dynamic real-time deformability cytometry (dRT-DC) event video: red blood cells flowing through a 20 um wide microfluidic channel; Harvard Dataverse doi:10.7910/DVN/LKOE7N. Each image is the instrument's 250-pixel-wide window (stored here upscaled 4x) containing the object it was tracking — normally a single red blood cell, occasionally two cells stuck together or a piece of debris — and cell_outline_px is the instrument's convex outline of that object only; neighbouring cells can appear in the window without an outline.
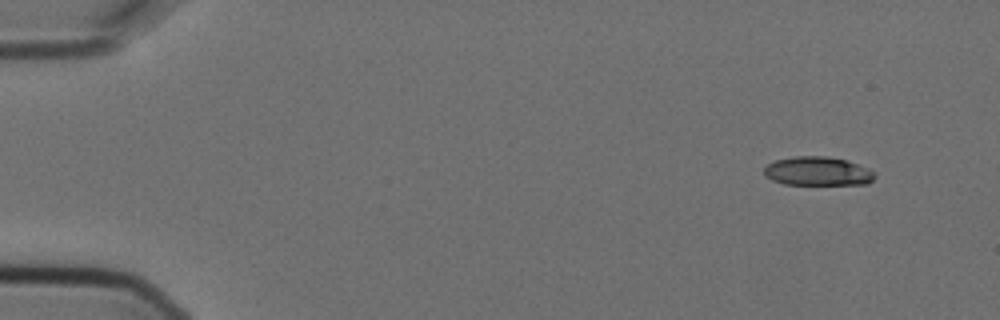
{"species": "Egyptian fruit bat (a non-hibernating species)", "species_latin": "Rousettus aegyptiacus", "temperature_condition": "cold", "stored_images_in_passage": 4, "camera_frame_rate_fps": 3000, "um_per_image_px": 0.085, "animal": {"sex": "female"}, "frame": {"image": 1, "passage_image": 1, "time_ms": 0.0, "image_size_px": [1000, 320], "cell_outline_px": [[876, 176], [868, 184], [784, 184], [772, 180], [764, 176], [764, 168], [768, 164], [776, 160], [796, 156], [824, 156], [844, 160], [868, 168]], "centroid_in_image_um": [69.47, 14.56], "position_along_channel_um": 15.5, "area_um2": 18.38}}
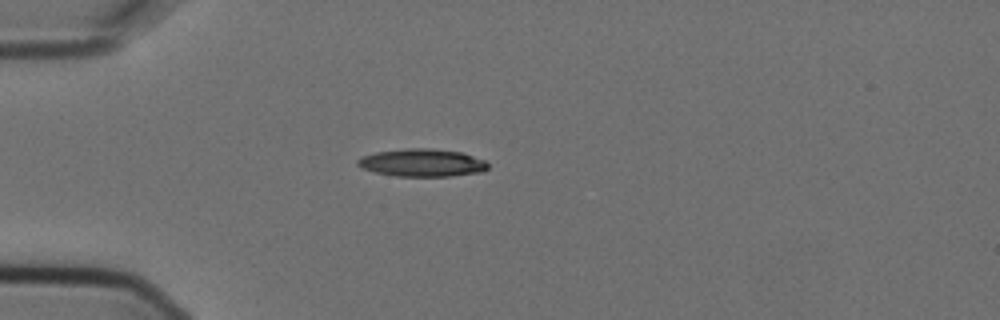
{"frame": {"image": 2, "passage_image": 4, "time_ms": 1.0, "image_size_px": [1000, 320], "cell_outline_px": [[488, 168], [484, 172], [448, 176], [396, 176], [376, 172], [360, 168], [356, 164], [356, 160], [360, 156], [376, 152], [408, 148], [432, 148], [460, 152], [484, 160], [488, 164]], "centroid_in_image_um": [35.85, 13.83], "position_along_channel_um": 49.2, "area_um2": 21.1}}